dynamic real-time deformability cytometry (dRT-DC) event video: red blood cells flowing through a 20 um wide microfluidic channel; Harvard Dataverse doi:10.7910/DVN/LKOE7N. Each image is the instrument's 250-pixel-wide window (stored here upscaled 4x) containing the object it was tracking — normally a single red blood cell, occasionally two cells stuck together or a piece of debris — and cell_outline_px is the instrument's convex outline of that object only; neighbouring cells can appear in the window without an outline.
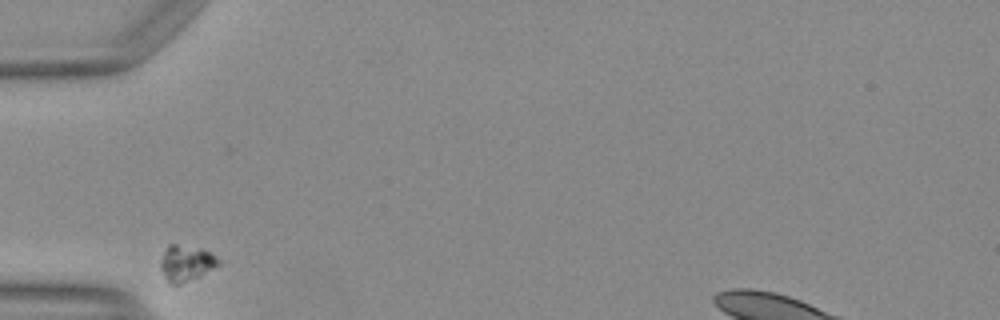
{"species": "Egyptian fruit bat (a non-hibernating species)", "species_latin": "Rousettus aegyptiacus", "temperature_condition": "warm", "stored_images_in_passage": 27, "camera_frame_rate_fps": 3000, "um_per_image_px": 0.085, "animal": {"sex": "female"}, "frame": {"image": 1, "passage_image": 1, "time_ms": 0.0, "image_size_px": [1000, 320], "cell_outline_px": [[220, 264], [176, 288], [164, 276], [160, 268], [160, 264], [164, 252], [168, 244], [176, 244], [200, 248], [216, 256], [220, 260]], "centroid_in_image_um": [15.8, 22.39], "position_along_channel_um": 69.2, "area_um2": 12.08}}
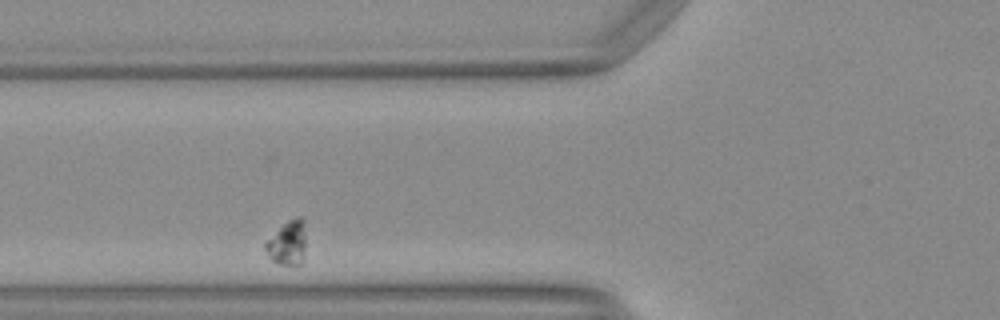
{"frame": {"image": 2, "passage_image": 4, "time_ms": 1.0, "image_size_px": [1000, 320], "cell_outline_px": [[304, 260], [296, 268], [276, 264], [268, 256], [264, 248], [264, 244], [288, 220], [296, 216], [300, 216], [304, 220]], "centroid_in_image_um": [24.45, 20.72], "position_along_channel_um": 101.3, "area_um2": 10.64}}
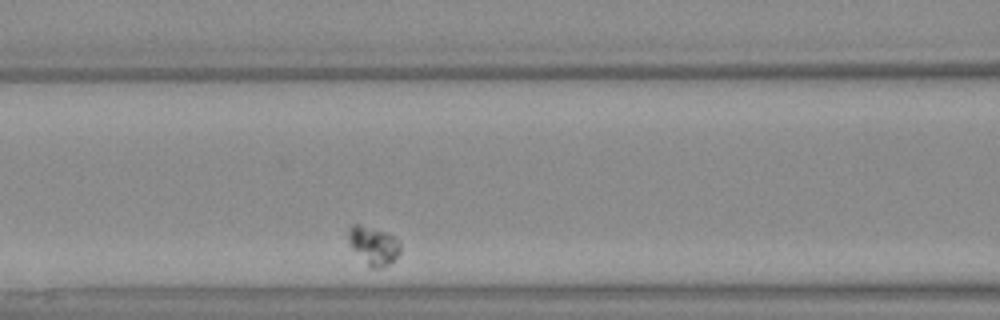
{"frame": {"image": 3, "passage_image": 7, "time_ms": 2.0, "image_size_px": [1000, 320], "cell_outline_px": [[400, 252], [388, 264], [380, 268], [368, 268], [352, 248], [348, 240], [348, 228], [352, 224], [356, 224], [388, 232], [400, 240]], "centroid_in_image_um": [31.74, 20.87], "position_along_channel_um": 134.9, "area_um2": 11.68}}